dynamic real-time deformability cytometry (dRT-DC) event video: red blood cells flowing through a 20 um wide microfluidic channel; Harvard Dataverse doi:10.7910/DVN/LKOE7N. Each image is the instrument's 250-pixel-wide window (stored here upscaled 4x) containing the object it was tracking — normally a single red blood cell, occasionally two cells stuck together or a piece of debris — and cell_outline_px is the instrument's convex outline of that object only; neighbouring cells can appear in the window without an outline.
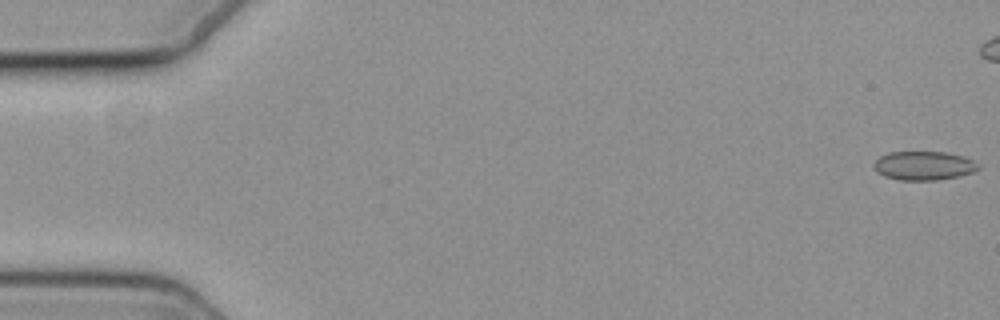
{"species": "common noctule bat (a hibernating species)", "species_latin": "Nyctalus noctula", "temperature_condition": "cold", "stored_images_in_passage": 46, "camera_frame_rate_fps": 3000, "um_per_image_px": 0.085, "animal": {"sex": "female", "body_mass_g": 19.3, "forearm_length_mm": 54.1}, "frame": {"image": 1, "passage_image": 1, "time_ms": 0.0, "image_size_px": [1000, 320], "cell_outline_px": [[980, 168], [972, 172], [960, 176], [936, 180], [900, 180], [884, 176], [876, 172], [872, 164], [880, 156], [888, 152], [948, 152], [964, 156], [980, 164]], "centroid_in_image_um": [78.52, 14.08], "position_along_channel_um": 6.5, "area_um2": 17.74}}
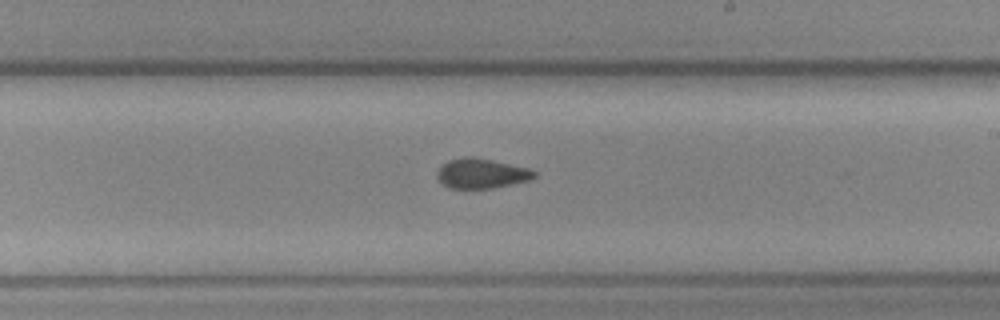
{"frame": {"image": 2, "passage_image": 33, "time_ms": 10.667, "image_size_px": [1000, 320], "cell_outline_px": [[536, 176], [528, 180], [492, 188], [448, 188], [436, 176], [436, 172], [448, 160], [464, 156], [472, 156], [492, 160], [528, 168], [536, 172]], "centroid_in_image_um": [40.9, 14.73], "position_along_channel_um": 248.1, "area_um2": 16.7}}
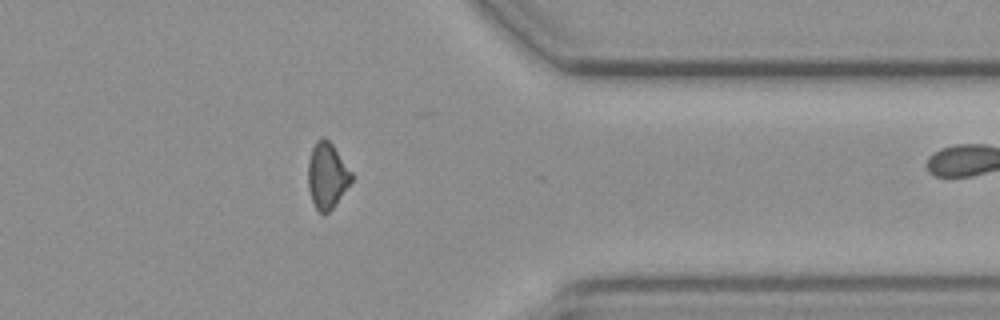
{"frame": {"image": 3, "passage_image": 45, "time_ms": 14.667, "image_size_px": [1000, 320], "cell_outline_px": [[352, 180], [332, 208], [328, 212], [320, 212], [316, 208], [312, 200], [308, 188], [308, 160], [312, 148], [316, 140], [328, 140], [332, 144], [352, 172]], "centroid_in_image_um": [27.78, 14.92], "position_along_channel_um": 383.6, "area_um2": 16.24}}